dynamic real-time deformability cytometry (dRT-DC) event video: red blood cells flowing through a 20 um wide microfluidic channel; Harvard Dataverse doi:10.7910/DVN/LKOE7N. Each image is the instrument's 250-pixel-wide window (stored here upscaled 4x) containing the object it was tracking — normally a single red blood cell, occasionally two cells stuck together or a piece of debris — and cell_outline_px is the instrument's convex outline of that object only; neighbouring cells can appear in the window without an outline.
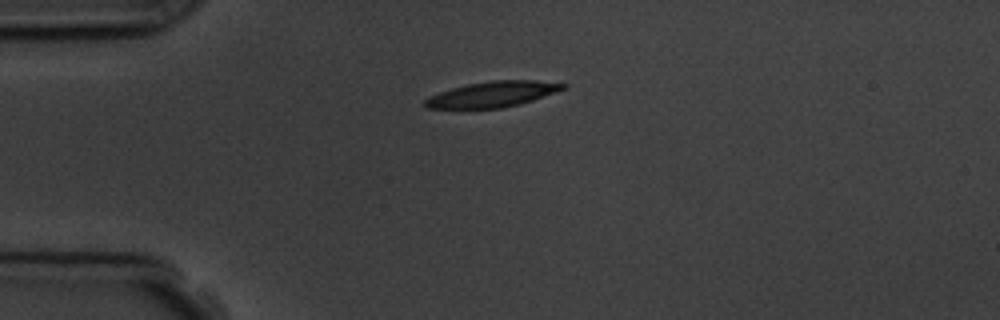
{"species": "common noctule bat (a hibernating species)", "species_latin": "Nyctalus noctula", "temperature_condition": "room temperature", "stored_images_in_passage": 2, "camera_frame_rate_fps": 3000, "um_per_image_px": 0.085, "animal": {"sex": "male", "body_mass_g": 19.5, "forearm_length_mm": 54.6}, "frame": {"image": 1, "passage_image": 1, "time_ms": 0.0, "image_size_px": [1000, 320], "cell_outline_px": [[568, 84], [564, 88], [532, 100], [520, 104], [500, 108], [428, 108], [420, 104], [428, 96], [452, 88], [468, 84], [492, 80], [536, 80]], "centroid_in_image_um": [41.8, 8.01], "position_along_channel_um": 43.2, "area_um2": 20.4}}